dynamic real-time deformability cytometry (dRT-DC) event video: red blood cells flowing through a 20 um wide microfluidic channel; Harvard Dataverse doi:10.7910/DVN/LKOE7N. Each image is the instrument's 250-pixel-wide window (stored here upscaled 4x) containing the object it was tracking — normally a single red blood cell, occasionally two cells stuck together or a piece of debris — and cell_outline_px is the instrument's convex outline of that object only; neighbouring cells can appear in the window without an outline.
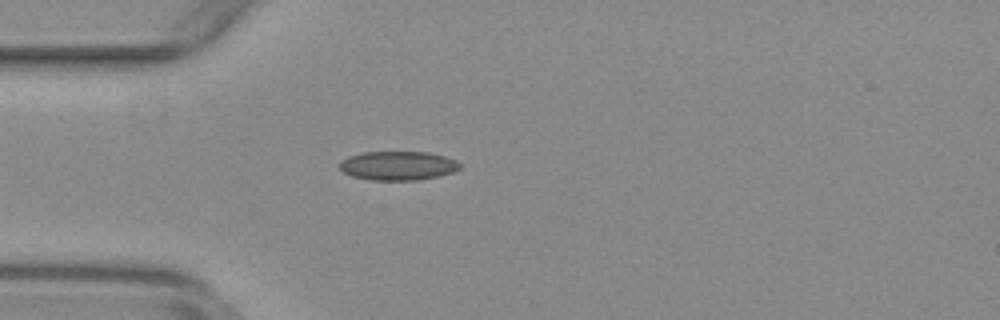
{"species": "common noctule bat (a hibernating species)", "species_latin": "Nyctalus noctula", "temperature_condition": "warm", "stored_images_in_passage": 51, "camera_frame_rate_fps": 3000, "um_per_image_px": 0.085, "animal": {"sex": "female", "body_mass_g": 29.2, "forearm_length_mm": 56.3}, "frame": {"image": 1, "passage_image": 12, "time_ms": 3.667, "image_size_px": [1000, 320], "cell_outline_px": [[460, 168], [452, 172], [440, 176], [420, 180], [372, 180], [352, 176], [344, 172], [340, 168], [340, 160], [348, 156], [364, 152], [428, 152], [444, 156], [456, 160], [460, 164]], "centroid_in_image_um": [33.83, 14.08], "position_along_channel_um": 51.2, "area_um2": 20.35}}
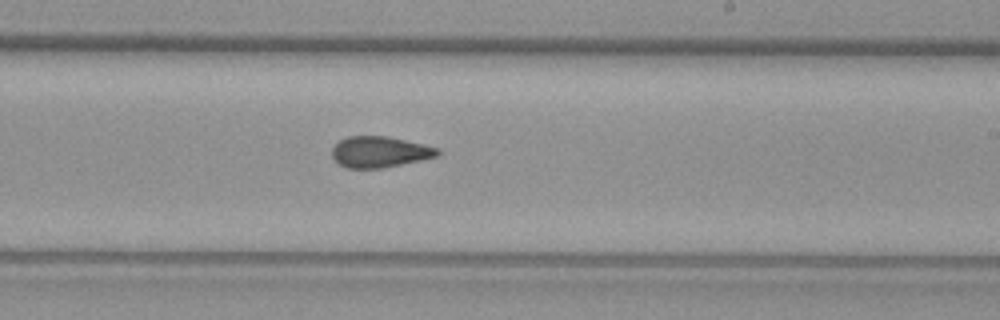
{"frame": {"image": 2, "passage_image": 29, "time_ms": 9.333, "image_size_px": [1000, 320], "cell_outline_px": [[440, 156], [384, 168], [348, 168], [340, 164], [332, 156], [332, 148], [340, 140], [348, 136], [384, 136], [404, 140], [436, 148], [440, 152]], "centroid_in_image_um": [32.26, 12.92], "position_along_channel_um": 256.7, "area_um2": 18.84}}
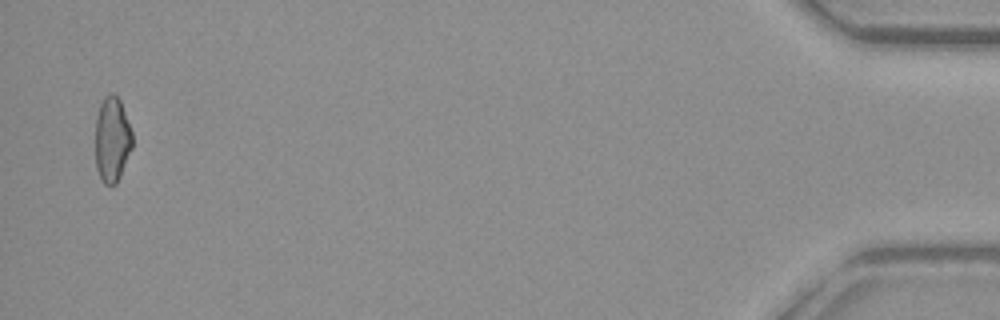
{"frame": {"image": 3, "passage_image": 50, "time_ms": 16.333, "image_size_px": [1000, 320], "cell_outline_px": [[132, 148], [120, 176], [116, 184], [104, 184], [100, 180], [96, 168], [96, 116], [100, 104], [104, 96], [112, 92], [120, 100], [132, 132]], "centroid_in_image_um": [9.52, 11.86], "position_along_channel_um": 425.7, "area_um2": 18.38}, "authors_computed_cell_mechanics": {"area_um2": 19.1896, "velocity_mm_per_s": 3.778, "shape_relaxation_time_tau1_ms": null, "shape_relaxation_time_tau2_ms": 2.2157, "deformation_change_tau1": null, "deformation_change_tau2": 0.0732}}